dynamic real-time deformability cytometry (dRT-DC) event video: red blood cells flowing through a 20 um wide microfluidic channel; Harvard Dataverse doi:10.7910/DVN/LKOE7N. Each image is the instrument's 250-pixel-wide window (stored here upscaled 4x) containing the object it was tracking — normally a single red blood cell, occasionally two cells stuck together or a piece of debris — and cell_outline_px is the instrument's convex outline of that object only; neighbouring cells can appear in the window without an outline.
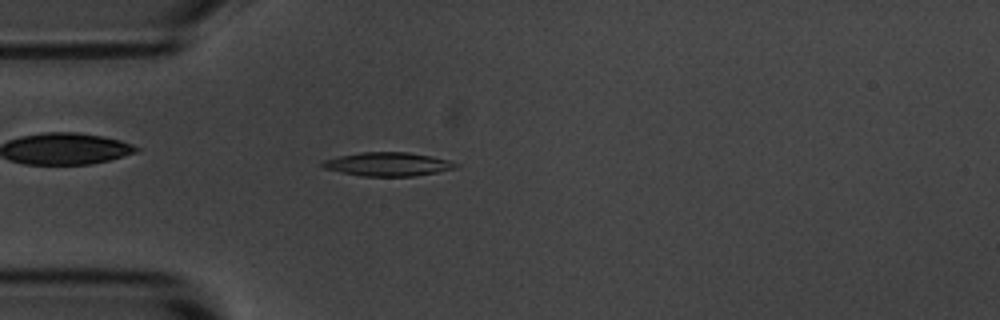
{"species": "common noctule bat (a hibernating species)", "species_latin": "Nyctalus noctula", "temperature_condition": "room temperature", "stored_images_in_passage": 54, "segment_of_instrument_passage": [1, 2], "camera_frame_rate_fps": 3000, "um_per_image_px": 0.085, "animal": {"sex": "male", "body_mass_g": 20.1, "forearm_length_mm": 53.5}, "frame": {"image": 1, "passage_image": 14, "time_ms": 4.333, "image_size_px": [1000, 320], "cell_outline_px": [[460, 164], [456, 168], [436, 172], [412, 176], [360, 176], [340, 172], [324, 168], [320, 164], [324, 160], [340, 156], [360, 152], [408, 152], [432, 156], [448, 160]], "centroid_in_image_um": [32.97, 13.95], "position_along_channel_um": 52.0, "area_um2": 18.32}}
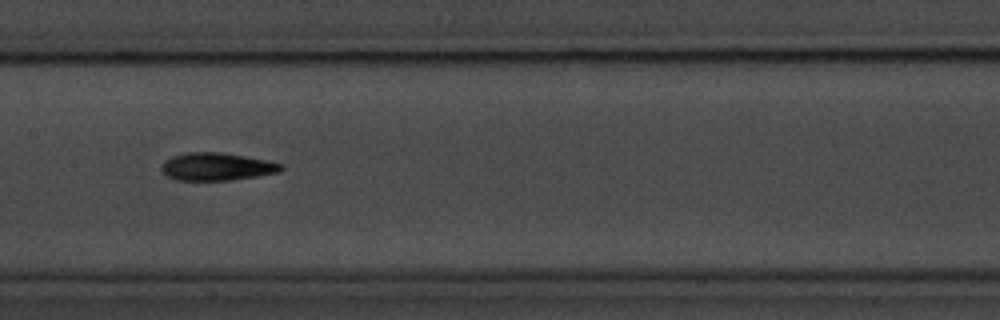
{"frame": {"image": 2, "passage_image": 26, "time_ms": 8.333, "image_size_px": [1000, 320], "cell_outline_px": [[284, 168], [280, 172], [232, 180], [176, 180], [168, 176], [160, 168], [164, 160], [172, 156], [184, 152], [220, 152], [268, 160], [284, 164]], "centroid_in_image_um": [18.43, 14.16], "position_along_channel_um": 189.0, "area_um2": 19.42}}
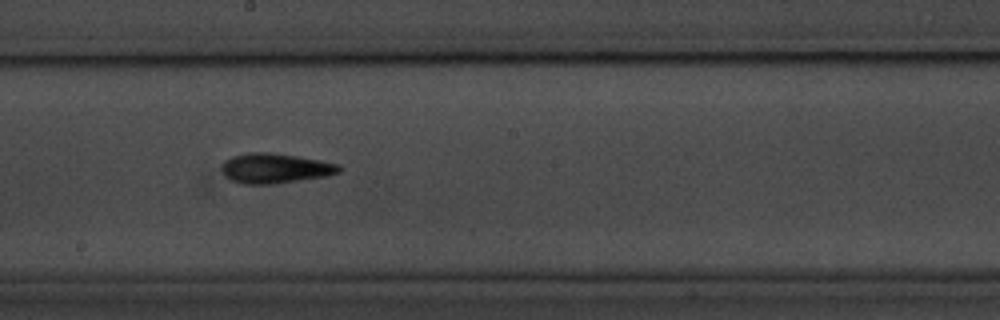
{"frame": {"image": 3, "passage_image": 29, "time_ms": 9.333, "image_size_px": [1000, 320], "cell_outline_px": [[344, 168], [340, 172], [328, 176], [272, 184], [244, 184], [232, 180], [224, 176], [220, 168], [220, 164], [224, 160], [232, 156], [248, 152], [268, 152], [296, 156], [320, 160], [340, 164]], "centroid_in_image_um": [23.38, 14.3], "position_along_channel_um": 224.8, "area_um2": 20.75}}